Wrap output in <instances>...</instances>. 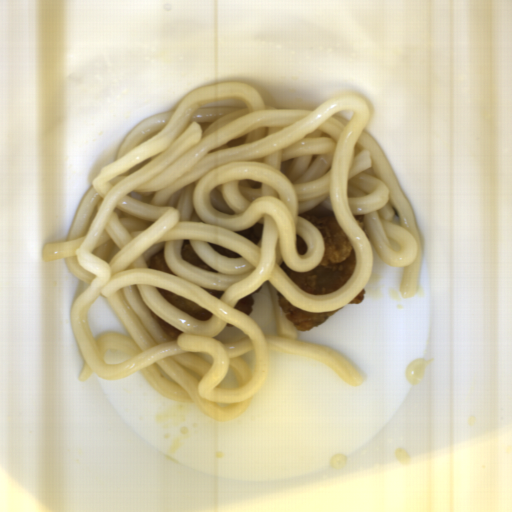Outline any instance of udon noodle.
Here are the masks:
<instances>
[{"mask_svg": "<svg viewBox=\"0 0 512 512\" xmlns=\"http://www.w3.org/2000/svg\"><path fill=\"white\" fill-rule=\"evenodd\" d=\"M240 99L243 109L203 108ZM364 96H333L315 110L273 108L256 88L238 81L204 85L175 109L150 115L113 141L92 164L64 241L42 247L44 261L63 259L86 287L72 300L69 319L81 354L79 380L95 374L121 380L144 375L154 392L231 421L249 409L271 368L269 350L312 357L359 387L365 375L334 349L297 338L278 294L304 311H335L365 288L373 249L388 266L403 267L398 290L418 293L424 249L415 212L382 146L367 130ZM301 213L335 216L356 251L355 269L337 292L302 291L280 265L308 272L323 256L322 234ZM353 215H365L362 231ZM263 224L256 245L236 234ZM190 240L213 273L183 261ZM221 245L242 257L214 251ZM164 250L171 271L147 268ZM272 289L277 334L263 333L237 301L265 283ZM164 288L212 311L198 320L157 290ZM104 296L129 335L96 338L89 306ZM181 330L168 336L152 315ZM248 337L224 344L212 337L225 325ZM129 356L107 364L106 350ZM256 352V370L240 356ZM232 368L235 389L216 385Z\"/></svg>", "mask_w": 512, "mask_h": 512, "instance_id": "1", "label": "udon noodle"}]
</instances>
